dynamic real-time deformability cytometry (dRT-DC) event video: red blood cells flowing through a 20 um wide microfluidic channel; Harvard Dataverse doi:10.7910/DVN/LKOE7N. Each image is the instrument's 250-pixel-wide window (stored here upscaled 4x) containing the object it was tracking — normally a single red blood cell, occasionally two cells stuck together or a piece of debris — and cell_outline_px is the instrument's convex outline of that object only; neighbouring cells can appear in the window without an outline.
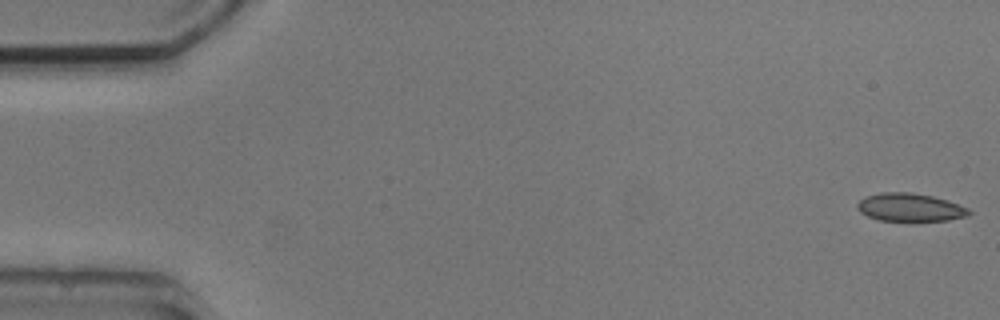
{"species": "common noctule bat (a hibernating species)", "species_latin": "Nyctalus noctula", "temperature_condition": "cold", "stored_images_in_passage": 8, "camera_frame_rate_fps": 3000, "um_per_image_px": 0.085, "animal": {"sex": "male", "body_mass_g": 20.5, "forearm_length_mm": 52.5}, "frame": {"image": 1, "passage_image": 1, "time_ms": 0.0, "image_size_px": [1000, 320], "cell_outline_px": [[972, 212], [968, 216], [948, 220], [908, 224], [880, 220], [868, 216], [860, 212], [856, 208], [856, 204], [860, 200], [868, 196], [880, 192], [912, 192], [932, 196], [948, 200], [968, 208]], "centroid_in_image_um": [77.37, 17.67], "position_along_channel_um": 7.6, "area_um2": 19.13}}
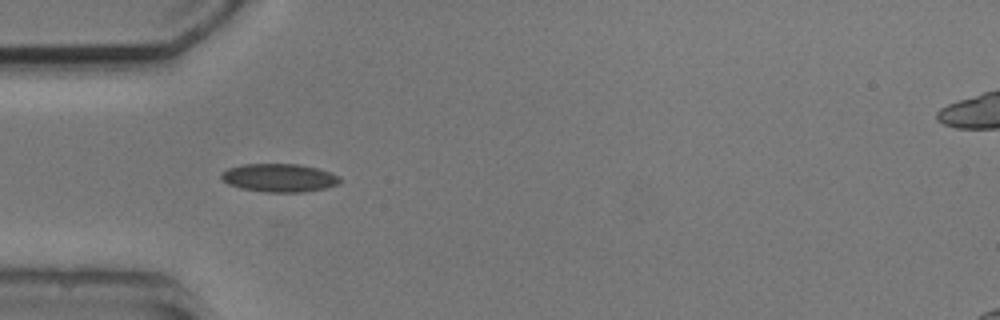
{"frame": {"image": 2, "passage_image": 4, "time_ms": 5.0, "image_size_px": [1000, 320], "cell_outline_px": [[340, 184], [324, 188], [304, 192], [264, 192], [240, 188], [228, 184], [220, 176], [220, 172], [228, 168], [244, 164], [300, 164], [332, 172], [340, 176]], "centroid_in_image_um": [23.74, 15.11], "position_along_channel_um": 61.3, "area_um2": 19.65}}